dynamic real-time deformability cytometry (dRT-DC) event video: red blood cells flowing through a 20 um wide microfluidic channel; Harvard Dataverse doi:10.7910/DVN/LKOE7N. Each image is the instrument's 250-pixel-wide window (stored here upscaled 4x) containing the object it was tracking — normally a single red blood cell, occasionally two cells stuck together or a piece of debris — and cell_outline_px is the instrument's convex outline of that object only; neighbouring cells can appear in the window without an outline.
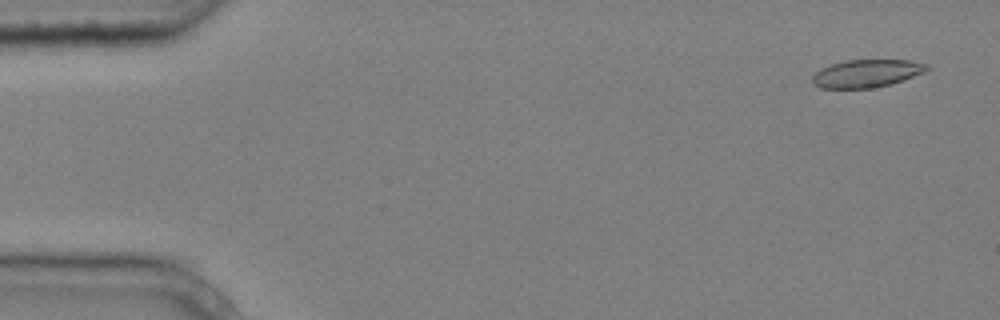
{"species": "common noctule bat (a hibernating species)", "species_latin": "Nyctalus noctula", "temperature_condition": "cold", "stored_images_in_passage": 7, "camera_frame_rate_fps": 3000, "um_per_image_px": 0.085, "animal": {"sex": "male", "body_mass_g": 20.4}, "frame": {"image": 1, "passage_image": 1, "time_ms": 0.0, "image_size_px": [1000, 320], "cell_outline_px": [[932, 68], [924, 72], [892, 84], [872, 88], [820, 88], [812, 84], [812, 76], [820, 68], [844, 60], [912, 60], [928, 64]], "centroid_in_image_um": [73.67, 6.24], "position_along_channel_um": 11.3, "area_um2": 18.73}}
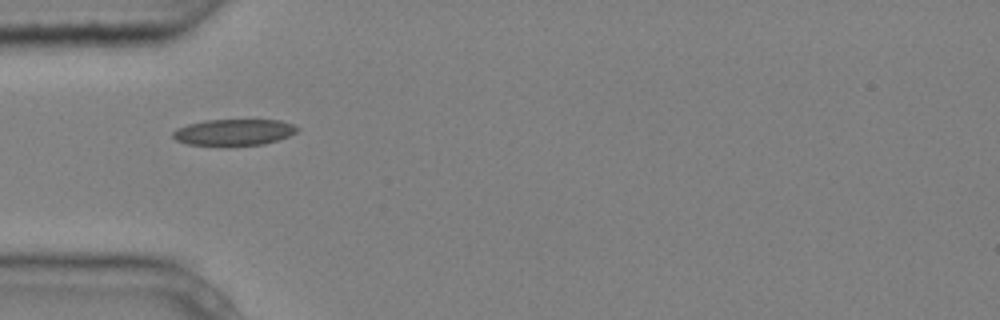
{"frame": {"image": 2, "passage_image": 5, "time_ms": 1.333, "image_size_px": [1000, 320], "cell_outline_px": [[300, 128], [296, 132], [288, 136], [264, 144], [228, 148], [188, 144], [176, 140], [172, 136], [172, 132], [176, 128], [188, 124], [204, 120], [280, 120], [292, 124]], "centroid_in_image_um": [19.84, 11.28], "position_along_channel_um": 65.2, "area_um2": 19.71}}
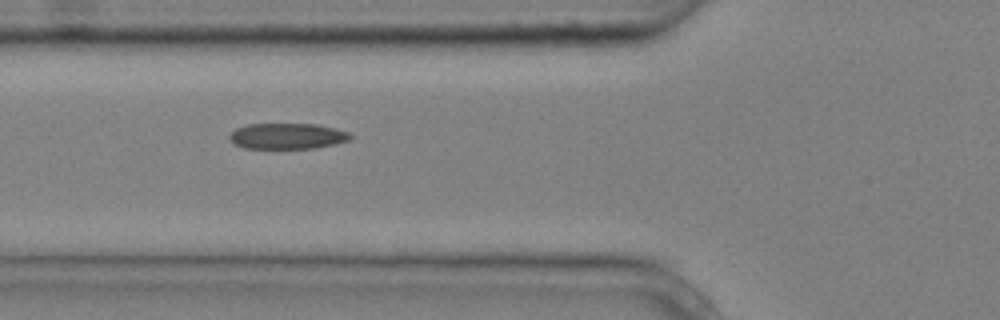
{"frame": {"image": 3, "passage_image": 6, "time_ms": 1.667, "image_size_px": [1000, 320], "cell_outline_px": [[352, 136], [348, 140], [336, 144], [312, 148], [244, 148], [232, 144], [228, 136], [236, 128], [248, 124], [316, 124], [336, 128], [348, 132]], "centroid_in_image_um": [24.39, 11.57], "position_along_channel_um": 101.4, "area_um2": 18.21}}